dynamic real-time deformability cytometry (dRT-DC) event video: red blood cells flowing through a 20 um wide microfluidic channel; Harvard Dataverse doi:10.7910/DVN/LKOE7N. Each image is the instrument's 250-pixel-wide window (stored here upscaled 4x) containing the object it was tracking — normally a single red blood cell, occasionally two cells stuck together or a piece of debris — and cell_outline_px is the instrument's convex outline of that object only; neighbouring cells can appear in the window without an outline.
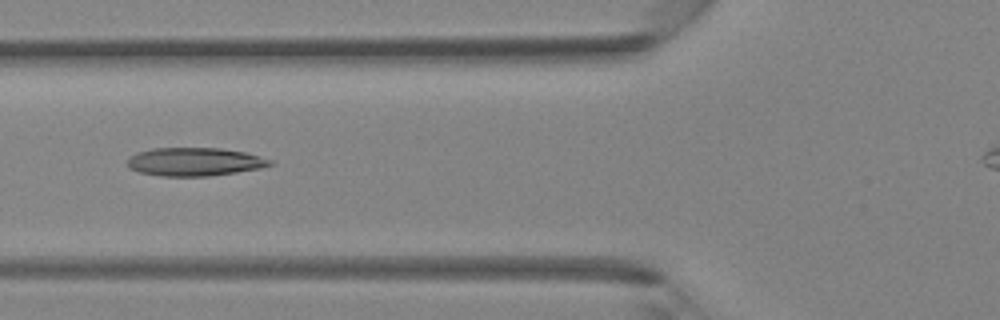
{"species": "Egyptian fruit bat (a non-hibernating species)", "species_latin": "Rousettus aegyptiacus", "temperature_condition": "room temperature", "stored_images_in_passage": 38, "camera_frame_rate_fps": 3000, "um_per_image_px": 0.085, "animal": {"sex": "female"}, "frame": {"image": 1, "passage_image": 16, "time_ms": 5.0, "image_size_px": [1000, 320], "cell_outline_px": [[276, 164], [260, 168], [236, 172], [208, 176], [160, 176], [140, 172], [128, 168], [128, 160], [136, 152], [152, 148], [220, 148], [244, 152], [272, 160]], "centroid_in_image_um": [16.54, 13.75], "position_along_channel_um": 109.3, "area_um2": 23.47}}
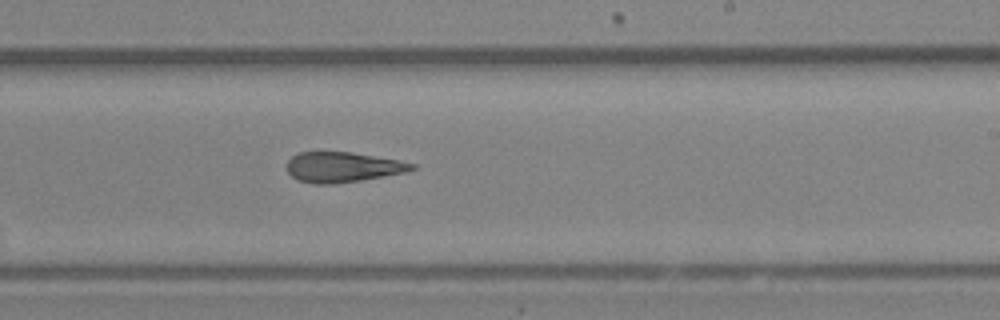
{"frame": {"image": 2, "passage_image": 25, "time_ms": 8.0, "image_size_px": [1000, 320], "cell_outline_px": [[416, 168], [404, 172], [384, 176], [360, 180], [332, 184], [316, 184], [296, 180], [288, 172], [288, 160], [292, 156], [300, 152], [352, 152], [400, 160], [416, 164]], "centroid_in_image_um": [29.13, 14.2], "position_along_channel_um": 259.9, "area_um2": 21.91}}
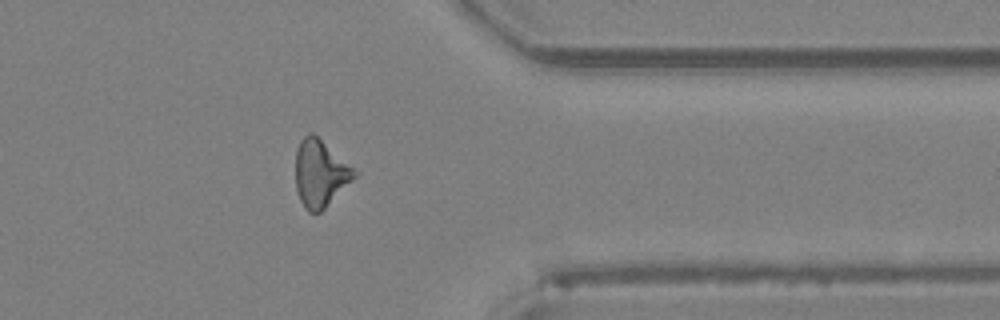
{"frame": {"image": 3, "passage_image": 33, "time_ms": 10.667, "image_size_px": [1000, 320], "cell_outline_px": [[360, 172], [320, 212], [308, 212], [304, 208], [300, 200], [296, 188], [296, 152], [300, 140], [308, 132], [312, 132]], "centroid_in_image_um": [27.22, 14.72], "position_along_channel_um": 384.2, "area_um2": 22.83}}